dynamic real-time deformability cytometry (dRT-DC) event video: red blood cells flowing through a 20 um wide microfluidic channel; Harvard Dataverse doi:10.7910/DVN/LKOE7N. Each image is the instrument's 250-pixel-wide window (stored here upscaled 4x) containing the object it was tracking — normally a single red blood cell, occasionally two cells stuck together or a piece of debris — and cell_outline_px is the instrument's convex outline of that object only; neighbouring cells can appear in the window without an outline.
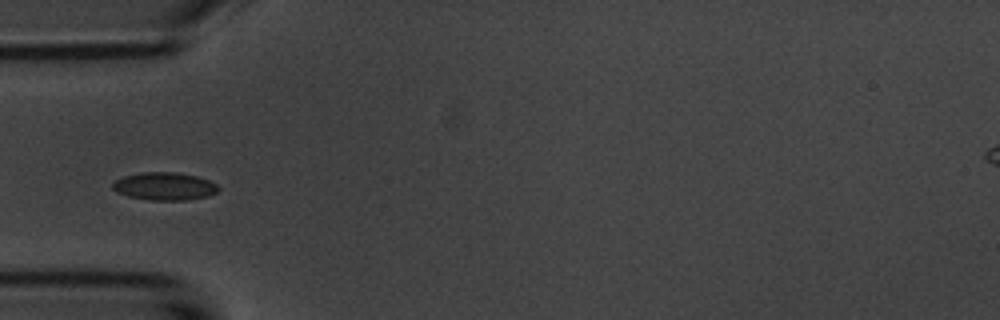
{"species": "common noctule bat (a hibernating species)", "species_latin": "Nyctalus noctula", "temperature_condition": "room temperature", "stored_images_in_passage": 5, "camera_frame_rate_fps": 3000, "um_per_image_px": 0.085, "animal": {"sex": "male", "body_mass_g": 20.1, "forearm_length_mm": 53.5}, "frame": {"image": 1, "passage_image": 4, "time_ms": 3.333, "image_size_px": [1000, 320], "cell_outline_px": [[220, 188], [216, 192], [208, 196], [184, 200], [148, 200], [128, 196], [116, 192], [112, 188], [112, 180], [124, 176], [140, 172], [176, 172], [196, 176], [208, 180], [216, 184]], "centroid_in_image_um": [13.94, 15.83], "position_along_channel_um": 71.1, "area_um2": 17.22}}